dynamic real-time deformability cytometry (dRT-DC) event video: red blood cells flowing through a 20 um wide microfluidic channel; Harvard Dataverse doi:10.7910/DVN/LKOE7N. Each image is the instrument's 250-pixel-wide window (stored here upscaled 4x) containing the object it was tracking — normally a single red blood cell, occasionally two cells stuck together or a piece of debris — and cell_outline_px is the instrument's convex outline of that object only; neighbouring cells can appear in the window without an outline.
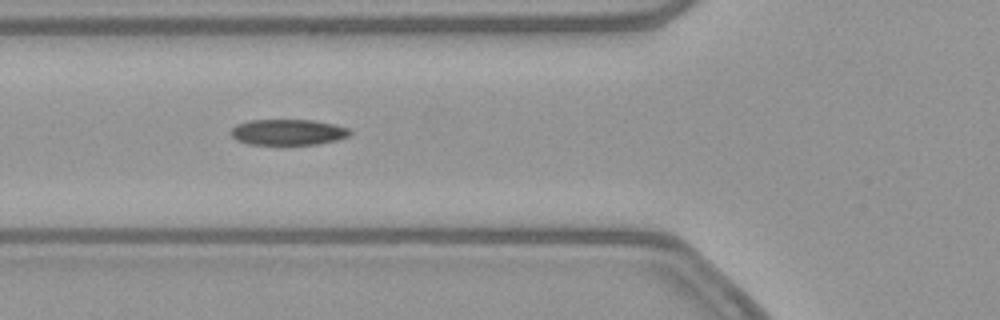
{"species": "common noctule bat (a hibernating species)", "species_latin": "Nyctalus noctula", "temperature_condition": "warm", "stored_images_in_passage": 38, "camera_frame_rate_fps": 3000, "um_per_image_px": 0.085, "animal": {"sex": "female", "body_mass_g": 21.9}, "frame": {"image": 1, "passage_image": 7, "time_ms": 2.0, "image_size_px": [1000, 320], "cell_outline_px": [[352, 132], [348, 136], [336, 140], [316, 144], [248, 144], [236, 140], [232, 136], [232, 128], [236, 124], [248, 120], [316, 120], [336, 124], [348, 128]], "centroid_in_image_um": [24.49, 11.22], "position_along_channel_um": 101.3, "area_um2": 17.92}}
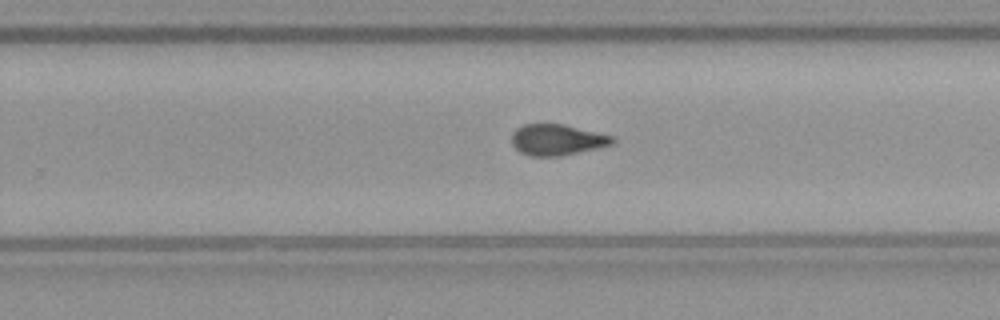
{"frame": {"image": 2, "passage_image": 21, "time_ms": 6.667, "image_size_px": [1000, 320], "cell_outline_px": [[616, 140], [612, 144], [596, 148], [560, 156], [532, 156], [520, 152], [512, 144], [512, 132], [516, 128], [524, 124], [564, 124], [616, 136]], "centroid_in_image_um": [47.37, 11.87], "position_along_channel_um": 282.4, "area_um2": 18.26}}
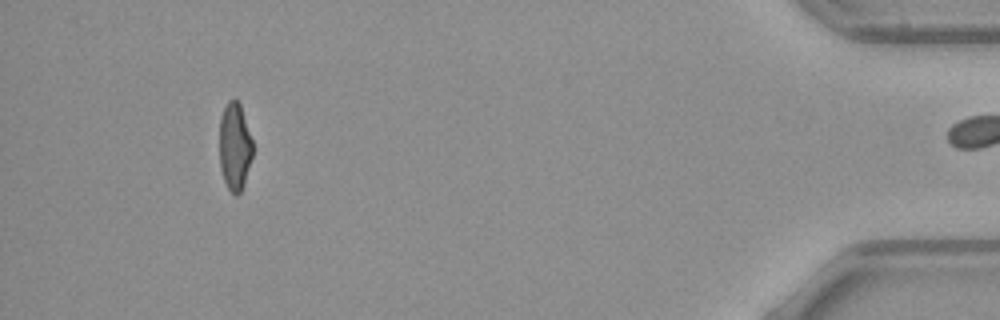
{"frame": {"image": 3, "passage_image": 37, "time_ms": 12.0, "image_size_px": [1000, 320], "cell_outline_px": [[252, 156], [244, 184], [240, 192], [236, 196], [228, 188], [224, 180], [220, 168], [220, 116], [228, 100], [236, 100], [240, 104], [252, 140]], "centroid_in_image_um": [19.94, 12.46], "position_along_channel_um": 415.3, "area_um2": 16.76}, "authors_computed_cell_mechanics": {"area_um2": 18.5249, "velocity_mm_per_s": 3.8771, "shape_relaxation_time_tau1_ms": 6.049, "shape_relaxation_time_tau2_ms": 1.909, "deformation_change_tau1": 0.2042, "deformation_change_tau2": 0.0863}}